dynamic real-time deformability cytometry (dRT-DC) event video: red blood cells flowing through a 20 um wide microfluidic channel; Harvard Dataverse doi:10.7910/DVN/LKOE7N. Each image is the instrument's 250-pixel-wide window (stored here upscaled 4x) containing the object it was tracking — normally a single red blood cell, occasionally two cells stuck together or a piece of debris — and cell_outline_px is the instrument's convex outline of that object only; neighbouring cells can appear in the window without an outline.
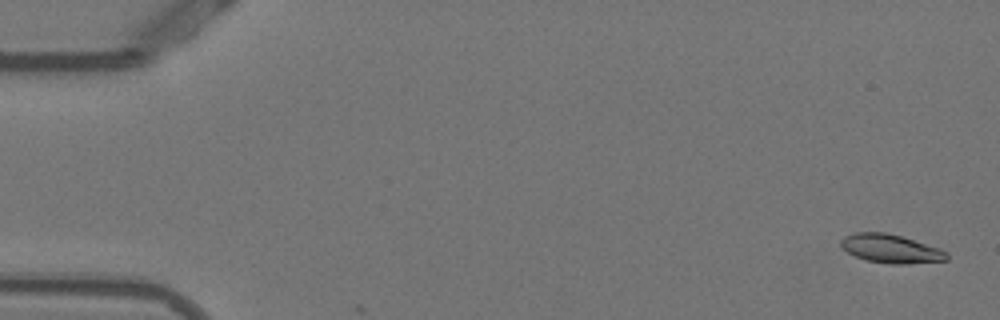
{"species": "Egyptian fruit bat (a non-hibernating species)", "species_latin": "Rousettus aegyptiacus", "temperature_condition": "warm", "stored_images_in_passage": 5, "camera_frame_rate_fps": 3000, "um_per_image_px": 0.085, "animal": {"sex": "female"}, "frame": {"image": 1, "passage_image": 2, "time_ms": 0.333, "image_size_px": [1000, 320], "cell_outline_px": [[948, 260], [904, 264], [888, 264], [864, 260], [848, 252], [840, 244], [840, 240], [844, 236], [856, 232], [884, 232], [900, 236], [940, 248], [948, 252]], "centroid_in_image_um": [75.72, 21.14], "position_along_channel_um": 9.3, "area_um2": 17.63}}